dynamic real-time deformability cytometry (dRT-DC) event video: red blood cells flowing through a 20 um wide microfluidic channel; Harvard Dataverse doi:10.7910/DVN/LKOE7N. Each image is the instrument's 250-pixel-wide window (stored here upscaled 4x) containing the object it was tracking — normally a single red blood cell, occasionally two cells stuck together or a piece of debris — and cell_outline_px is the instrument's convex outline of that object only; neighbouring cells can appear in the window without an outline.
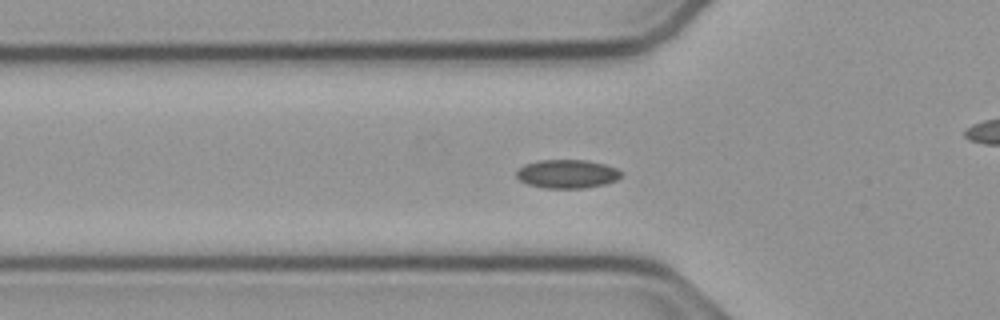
{"species": "common noctule bat (a hibernating species)", "species_latin": "Nyctalus noctula", "temperature_condition": "cold", "stored_images_in_passage": 41, "camera_frame_rate_fps": 3000, "um_per_image_px": 0.085, "animal": {"sex": "male", "body_mass_g": 23.1, "forearm_length_mm": 52.7}, "frame": {"image": 1, "passage_image": 4, "time_ms": 1.0, "image_size_px": [1000, 320], "cell_outline_px": [[624, 172], [616, 180], [604, 184], [584, 188], [544, 188], [528, 184], [520, 180], [516, 176], [516, 172], [524, 164], [540, 160], [584, 160], [604, 164], [616, 168]], "centroid_in_image_um": [48.21, 14.78], "position_along_channel_um": 77.6, "area_um2": 17.4}}
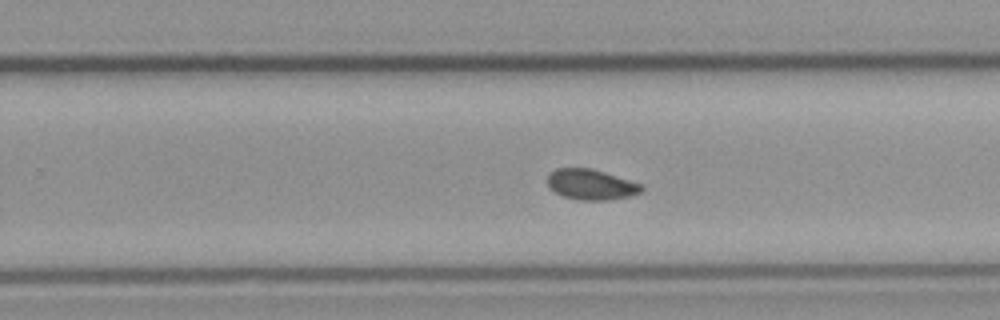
{"frame": {"image": 2, "passage_image": 20, "time_ms": 6.333, "image_size_px": [1000, 320], "cell_outline_px": [[644, 188], [640, 192], [632, 196], [608, 200], [576, 200], [564, 196], [548, 188], [548, 172], [556, 168], [592, 168], [644, 184]], "centroid_in_image_um": [50.26, 15.68], "position_along_channel_um": 279.5, "area_um2": 16.99}}
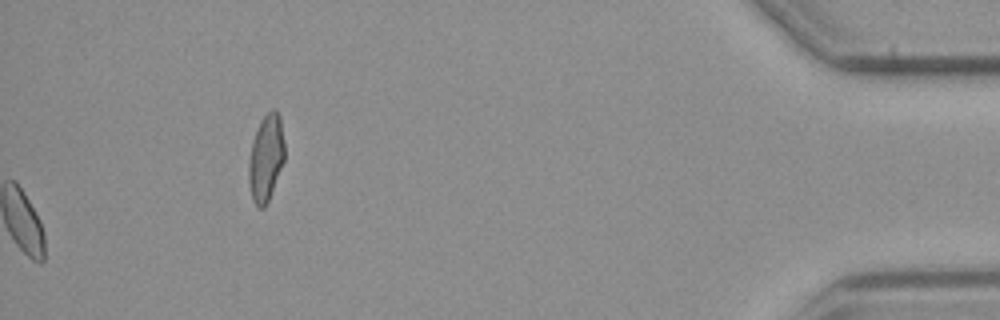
{"frame": {"image": 3, "passage_image": 41, "time_ms": 13.333, "image_size_px": [1000, 320], "cell_outline_px": [[284, 160], [268, 200], [264, 208], [260, 208], [252, 200], [248, 180], [248, 160], [252, 140], [260, 120], [272, 108], [276, 108], [280, 116], [284, 144]], "centroid_in_image_um": [22.59, 13.39], "position_along_channel_um": 412.6, "area_um2": 18.15}, "authors_computed_cell_mechanics": {"area_um2": 16.6464, "velocity_mm_per_s": 3.7685, "shape_relaxation_time_tau1_ms": null, "shape_relaxation_time_tau2_ms": 3.6724, "deformation_change_tau1": null, "deformation_change_tau2": 0.0546}}